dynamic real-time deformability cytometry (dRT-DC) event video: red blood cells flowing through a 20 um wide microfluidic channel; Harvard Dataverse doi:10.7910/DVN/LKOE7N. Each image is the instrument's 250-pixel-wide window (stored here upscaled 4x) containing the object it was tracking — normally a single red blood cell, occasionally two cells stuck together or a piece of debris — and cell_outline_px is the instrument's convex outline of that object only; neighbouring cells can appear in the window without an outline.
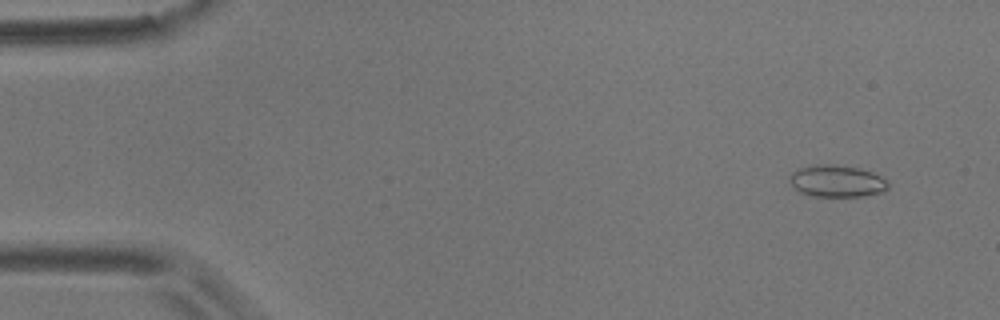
{"species": "common noctule bat (a hibernating species)", "species_latin": "Nyctalus noctula", "temperature_condition": "room temperature", "stored_images_in_passage": 5, "camera_frame_rate_fps": 3000, "um_per_image_px": 0.085, "animal": {"sex": "male", "body_mass_g": 17.9}, "frame": {"image": 1, "passage_image": 1, "time_ms": 0.0, "image_size_px": [1000, 320], "cell_outline_px": [[888, 188], [880, 192], [864, 196], [812, 196], [800, 192], [788, 180], [788, 176], [796, 168], [816, 164], [832, 164], [860, 168], [872, 172], [880, 176], [888, 184]], "centroid_in_image_um": [71.08, 15.38], "position_along_channel_um": 13.9, "area_um2": 18.32}}
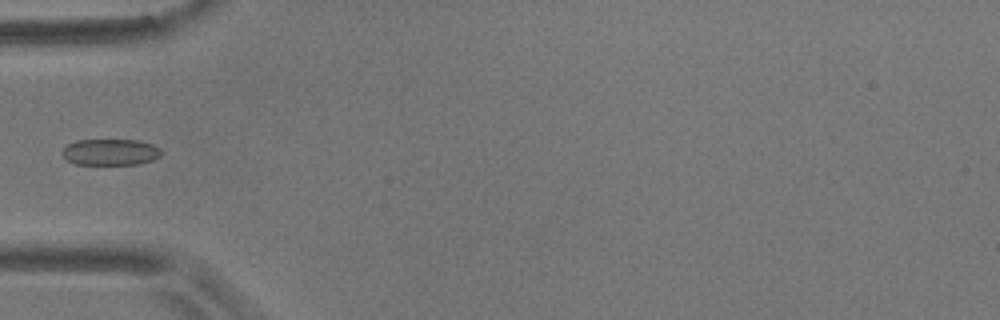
{"frame": {"image": 2, "passage_image": 5, "time_ms": 1.333, "image_size_px": [1000, 320], "cell_outline_px": [[160, 156], [152, 160], [136, 164], [76, 164], [68, 160], [60, 152], [68, 144], [76, 140], [136, 140], [152, 144], [160, 148]], "centroid_in_image_um": [9.37, 12.92], "position_along_channel_um": 75.6, "area_um2": 15.03}}